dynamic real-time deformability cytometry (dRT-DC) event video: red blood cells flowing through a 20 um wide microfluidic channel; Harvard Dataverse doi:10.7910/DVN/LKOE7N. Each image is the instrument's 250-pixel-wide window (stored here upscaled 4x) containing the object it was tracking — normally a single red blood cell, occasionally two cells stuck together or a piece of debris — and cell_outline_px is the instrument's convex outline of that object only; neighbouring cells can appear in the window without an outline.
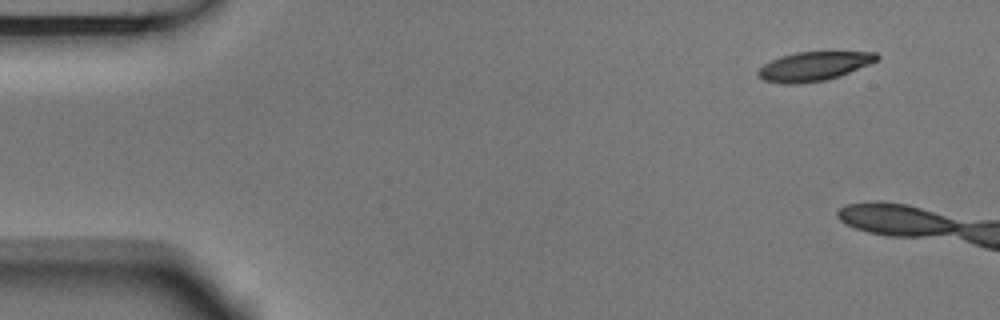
{"species": "Egyptian fruit bat (a non-hibernating species)", "species_latin": "Rousettus aegyptiacus", "temperature_condition": "room temperature", "stored_images_in_passage": 3, "camera_frame_rate_fps": 3000, "um_per_image_px": 0.085, "animal": {"sex": "male"}, "frame": {"image": 1, "passage_image": 1, "time_ms": 0.0, "image_size_px": [1000, 320], "cell_outline_px": [[880, 60], [848, 72], [824, 80], [796, 84], [784, 84], [764, 80], [756, 76], [756, 72], [764, 64], [780, 56], [796, 52], [876, 52], [880, 56]], "centroid_in_image_um": [69.15, 5.63], "position_along_channel_um": 15.9, "area_um2": 19.94}}